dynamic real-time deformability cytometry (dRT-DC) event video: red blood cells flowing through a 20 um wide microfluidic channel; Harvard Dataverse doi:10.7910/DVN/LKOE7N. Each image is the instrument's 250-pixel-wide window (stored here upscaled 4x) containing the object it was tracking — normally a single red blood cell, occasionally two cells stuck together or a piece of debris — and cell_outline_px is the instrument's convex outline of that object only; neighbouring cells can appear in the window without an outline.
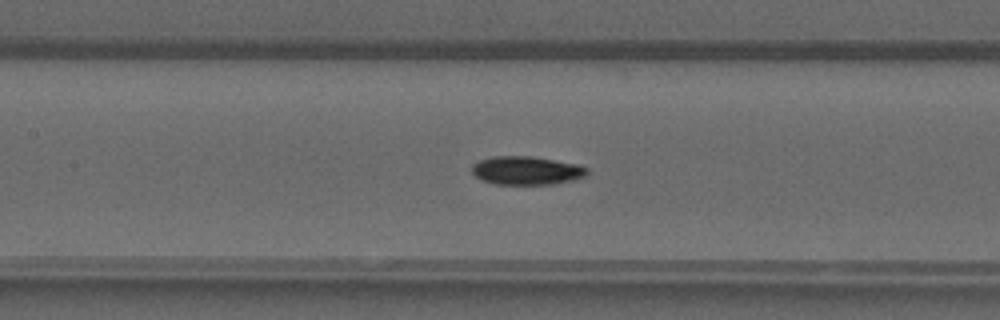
{"species": "common noctule bat (a hibernating species)", "species_latin": "Nyctalus noctula", "temperature_condition": "warm", "stored_images_in_passage": 49, "camera_frame_rate_fps": 3000, "um_per_image_px": 0.085, "animal": {"sex": "male", "forearm_length_mm": 52.5}, "frame": {"image": 1, "passage_image": 23, "time_ms": 7.333, "image_size_px": [1000, 320], "cell_outline_px": [[588, 172], [584, 176], [572, 180], [556, 184], [492, 184], [480, 180], [472, 172], [472, 164], [480, 160], [492, 156], [532, 156], [576, 164], [588, 168]], "centroid_in_image_um": [44.72, 14.5], "position_along_channel_um": 162.7, "area_um2": 19.13}}
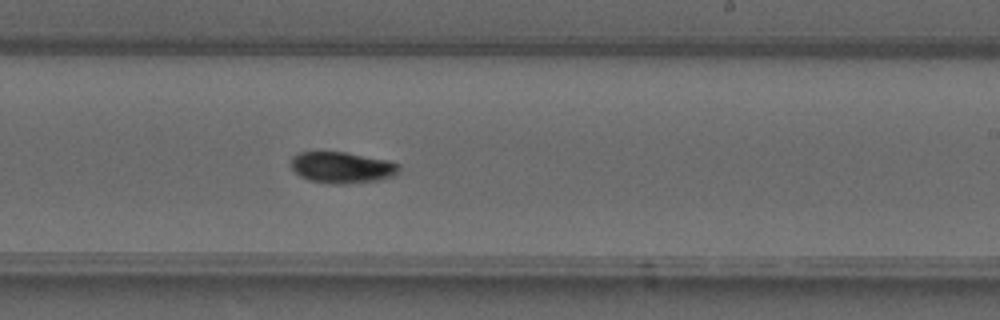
{"frame": {"image": 2, "passage_image": 30, "time_ms": 9.667, "image_size_px": [1000, 320], "cell_outline_px": [[400, 172], [396, 176], [380, 180], [344, 184], [340, 184], [308, 180], [300, 176], [292, 168], [292, 156], [300, 152], [344, 152], [388, 160], [400, 164]], "centroid_in_image_um": [29.13, 14.24], "position_along_channel_um": 259.9, "area_um2": 19.71}}
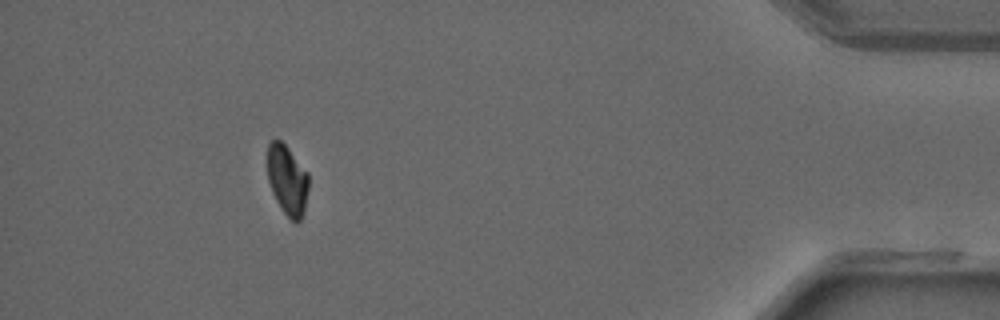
{"frame": {"image": 3, "passage_image": 45, "time_ms": 14.667, "image_size_px": [1000, 320], "cell_outline_px": [[308, 188], [304, 212], [300, 220], [296, 224], [280, 208], [272, 192], [268, 180], [268, 144], [272, 140], [280, 140], [288, 148], [308, 172]], "centroid_in_image_um": [24.43, 15.31], "position_along_channel_um": 410.8, "area_um2": 16.7}, "authors_computed_cell_mechanics": {"area_um2": 17.7446, "velocity_mm_per_s": 4.18, "shape_relaxation_time_tau1_ms": 0.7206, "shape_relaxation_time_tau2_ms": null, "deformation_change_tau1": null, "deformation_change_tau2": null}}